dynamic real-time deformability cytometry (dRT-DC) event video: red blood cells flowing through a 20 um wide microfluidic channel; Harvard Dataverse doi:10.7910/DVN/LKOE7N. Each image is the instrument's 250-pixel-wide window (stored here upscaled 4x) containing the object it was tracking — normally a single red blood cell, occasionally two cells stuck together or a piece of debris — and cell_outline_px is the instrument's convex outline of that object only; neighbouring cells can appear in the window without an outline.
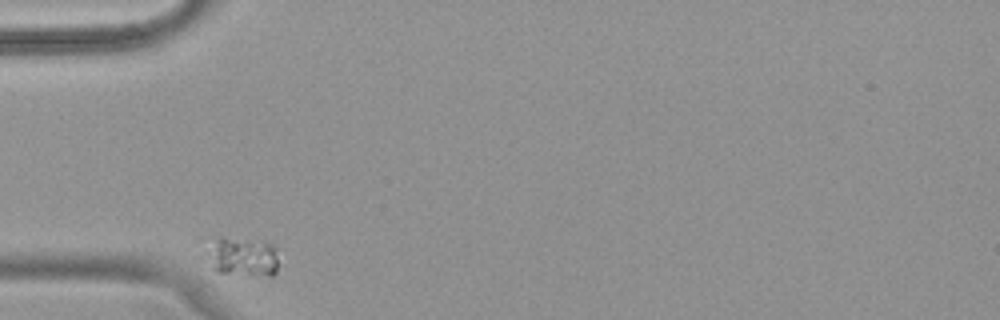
{"species": "common noctule bat (a hibernating species)", "species_latin": "Nyctalus noctula", "temperature_condition": "warm", "stored_images_in_passage": 31, "camera_frame_rate_fps": 3000, "um_per_image_px": 0.085, "animal": {"sex": "female", "body_mass_g": 18.4}, "frame": {"image": 1, "passage_image": 1, "time_ms": 0.0, "image_size_px": [1000, 320], "cell_outline_px": [[276, 272], [272, 276], [268, 276], [216, 272], [212, 268], [216, 244], [220, 240], [228, 240], [272, 244], [276, 248]], "centroid_in_image_um": [20.82, 21.94], "position_along_channel_um": 64.2, "area_um2": 14.33}}
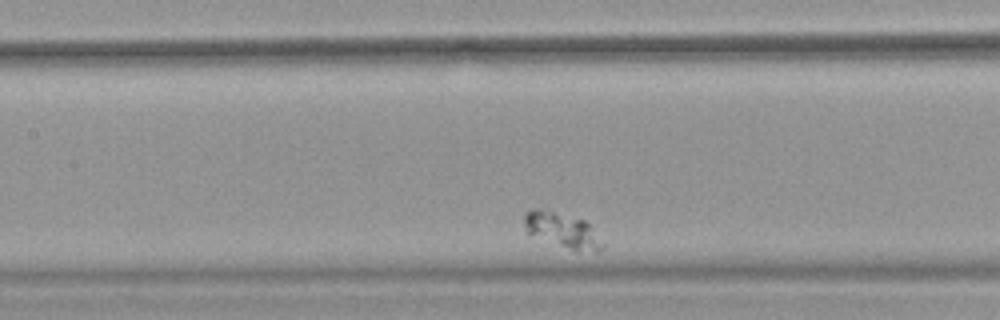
{"frame": {"image": 2, "passage_image": 11, "time_ms": 3.333, "image_size_px": [1000, 320], "cell_outline_px": [[604, 248], [600, 252], [596, 252], [572, 248], [560, 244], [528, 232], [524, 224], [524, 216], [532, 208], [536, 208], [584, 220], [588, 224], [604, 244]], "centroid_in_image_um": [47.84, 19.56], "position_along_channel_um": 159.6, "area_um2": 14.85}}
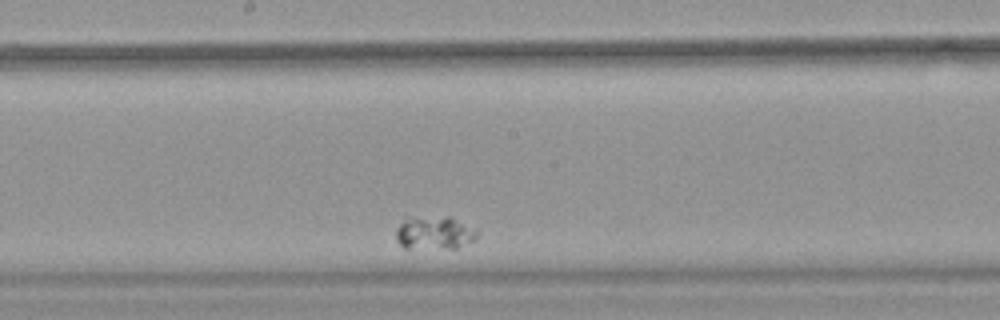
{"frame": {"image": 3, "passage_image": 16, "time_ms": 5.0, "image_size_px": [1000, 320], "cell_outline_px": [[480, 232], [472, 240], [456, 248], [404, 248], [396, 240], [396, 228], [404, 220], [412, 216], [448, 216], [476, 228]], "centroid_in_image_um": [36.91, 19.77], "position_along_channel_um": 211.3, "area_um2": 15.84}}